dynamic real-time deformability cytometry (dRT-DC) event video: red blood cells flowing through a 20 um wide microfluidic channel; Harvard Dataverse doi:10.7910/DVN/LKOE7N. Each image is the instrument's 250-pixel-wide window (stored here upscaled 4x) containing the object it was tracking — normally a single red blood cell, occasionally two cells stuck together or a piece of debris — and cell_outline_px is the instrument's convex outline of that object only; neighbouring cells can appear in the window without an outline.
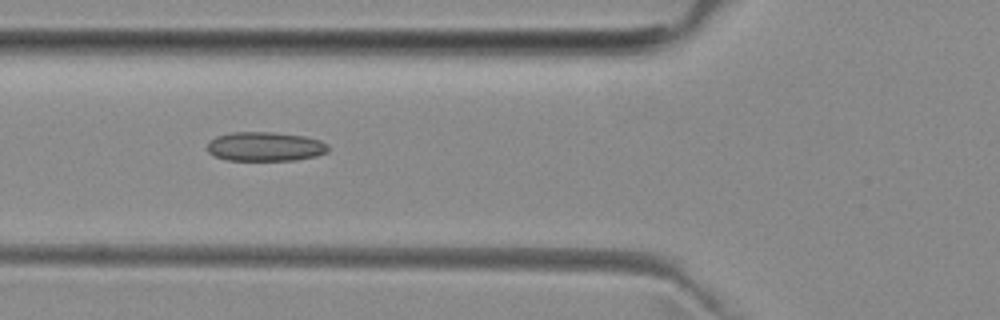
{"species": "common noctule bat (a hibernating species)", "species_latin": "Nyctalus noctula", "temperature_condition": "room temperature", "stored_images_in_passage": 4, "camera_frame_rate_fps": 3000, "um_per_image_px": 0.085, "animal": {"sex": "female", "body_mass_g": 29.2, "forearm_length_mm": 56.3}, "frame": {"image": 1, "passage_image": 4, "time_ms": 3.333, "image_size_px": [1000, 320], "cell_outline_px": [[328, 152], [316, 156], [296, 160], [228, 160], [216, 156], [208, 152], [208, 140], [216, 136], [232, 132], [272, 132], [304, 136], [320, 140], [328, 144]], "centroid_in_image_um": [22.54, 12.45], "position_along_channel_um": 103.3, "area_um2": 20.63}}